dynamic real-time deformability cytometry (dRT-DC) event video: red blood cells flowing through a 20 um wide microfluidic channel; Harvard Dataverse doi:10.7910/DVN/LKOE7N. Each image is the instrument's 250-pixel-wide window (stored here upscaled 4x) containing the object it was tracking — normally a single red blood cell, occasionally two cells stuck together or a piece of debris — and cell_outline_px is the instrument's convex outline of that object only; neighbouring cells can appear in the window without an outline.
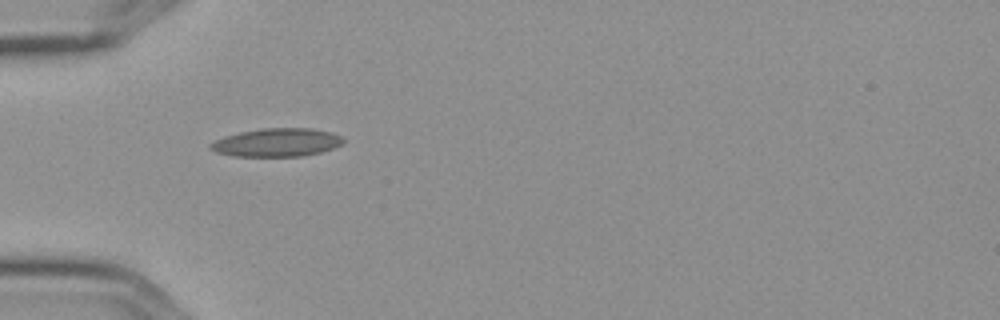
{"species": "Egyptian fruit bat (a non-hibernating species)", "species_latin": "Rousettus aegyptiacus", "temperature_condition": "cold", "stored_images_in_passage": 11, "camera_frame_rate_fps": 3000, "um_per_image_px": 0.085, "frame": {"image": 1, "passage_image": 1, "time_ms": 0.0, "image_size_px": [1000, 320], "cell_outline_px": [[344, 144], [320, 152], [304, 156], [232, 156], [216, 152], [208, 148], [208, 144], [224, 136], [240, 132], [264, 128], [312, 128], [332, 132], [344, 136]], "centroid_in_image_um": [23.55, 12.1], "position_along_channel_um": 61.4, "area_um2": 22.08}}
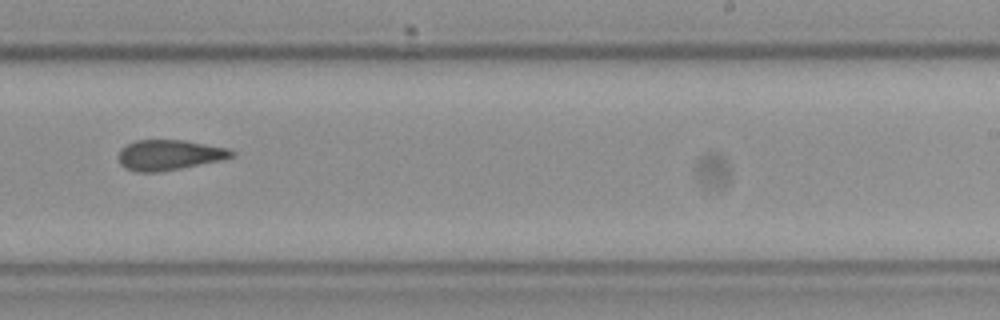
{"frame": {"image": 2, "passage_image": 6, "time_ms": 1.667, "image_size_px": [1000, 320], "cell_outline_px": [[236, 152], [232, 156], [220, 160], [180, 168], [156, 172], [136, 172], [124, 168], [120, 164], [116, 156], [120, 148], [136, 140], [184, 140], [228, 148]], "centroid_in_image_um": [14.32, 13.17], "position_along_channel_um": 274.7, "area_um2": 20.0}}
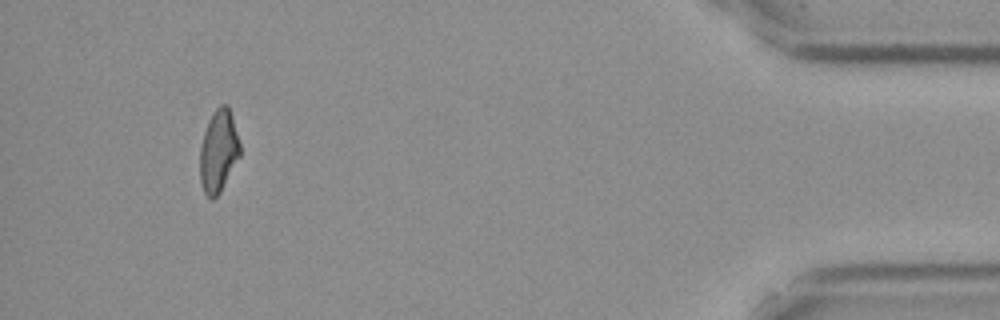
{"frame": {"image": 3, "passage_image": 10, "time_ms": 3.0, "image_size_px": [1000, 320], "cell_outline_px": [[240, 156], [220, 192], [212, 200], [204, 192], [200, 180], [200, 148], [204, 132], [208, 120], [212, 112], [220, 104], [228, 104], [232, 116], [240, 144]], "centroid_in_image_um": [18.57, 12.82], "position_along_channel_um": 416.6, "area_um2": 19.19}}